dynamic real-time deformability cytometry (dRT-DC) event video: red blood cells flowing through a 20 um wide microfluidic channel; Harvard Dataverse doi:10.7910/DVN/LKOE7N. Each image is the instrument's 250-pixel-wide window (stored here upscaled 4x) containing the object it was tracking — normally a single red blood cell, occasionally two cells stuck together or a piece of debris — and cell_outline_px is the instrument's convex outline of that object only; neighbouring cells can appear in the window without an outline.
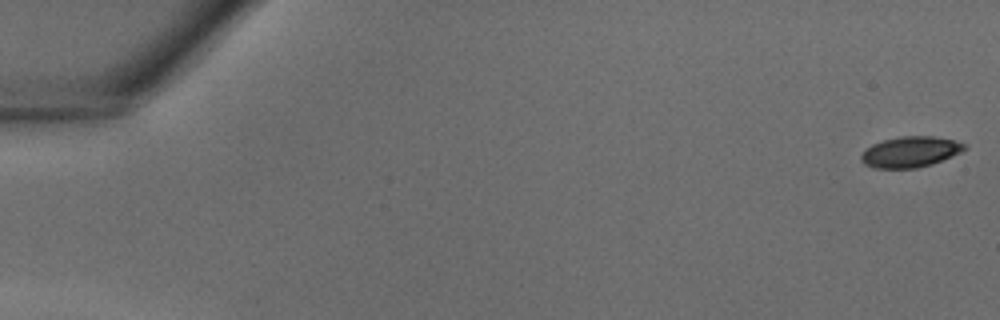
{"species": "common noctule bat (a hibernating species)", "species_latin": "Nyctalus noctula", "temperature_condition": "warm", "stored_images_in_passage": 40, "camera_frame_rate_fps": 3000, "um_per_image_px": 0.085, "animal": {"sex": "male", "body_mass_g": 18.8}, "frame": {"image": 1, "passage_image": 1, "time_ms": 0.0, "image_size_px": [1000, 320], "cell_outline_px": [[968, 148], [952, 156], [932, 164], [916, 168], [876, 168], [864, 164], [860, 160], [860, 156], [872, 144], [884, 140], [900, 136], [932, 136], [952, 140], [964, 144]], "centroid_in_image_um": [77.37, 12.91], "position_along_channel_um": 7.6, "area_um2": 18.32}}
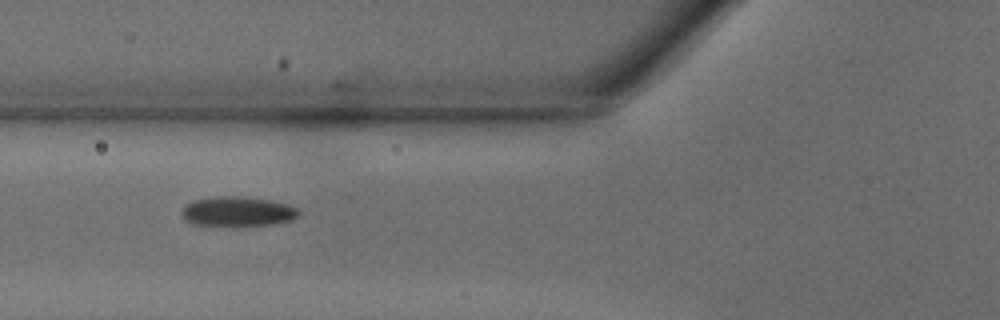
{"frame": {"image": 2, "passage_image": 16, "time_ms": 5.0, "image_size_px": [1000, 320], "cell_outline_px": [[300, 212], [292, 220], [272, 224], [192, 224], [184, 220], [184, 208], [192, 200], [216, 196], [244, 196], [272, 200], [288, 204], [296, 208]], "centroid_in_image_um": [20.23, 17.94], "position_along_channel_um": 105.6, "area_um2": 19.71}}
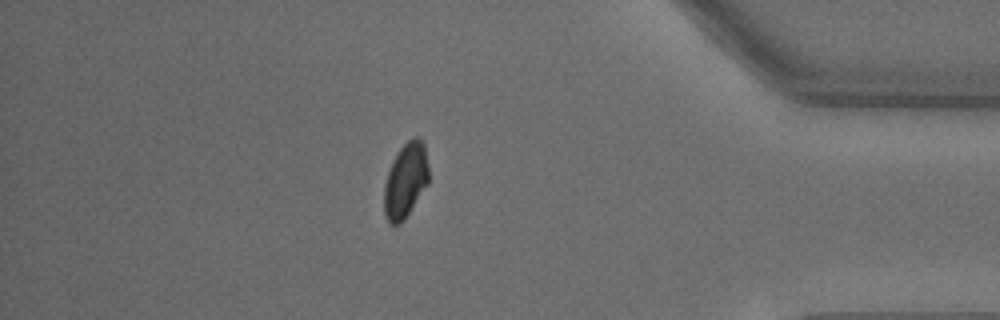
{"frame": {"image": 3, "passage_image": 35, "time_ms": 11.333, "image_size_px": [1000, 320], "cell_outline_px": [[428, 184], [404, 220], [400, 224], [392, 224], [384, 216], [384, 184], [392, 160], [400, 148], [408, 140], [416, 136], [424, 144], [428, 168]], "centroid_in_image_um": [34.46, 15.35], "position_along_channel_um": 400.7, "area_um2": 19.36}}